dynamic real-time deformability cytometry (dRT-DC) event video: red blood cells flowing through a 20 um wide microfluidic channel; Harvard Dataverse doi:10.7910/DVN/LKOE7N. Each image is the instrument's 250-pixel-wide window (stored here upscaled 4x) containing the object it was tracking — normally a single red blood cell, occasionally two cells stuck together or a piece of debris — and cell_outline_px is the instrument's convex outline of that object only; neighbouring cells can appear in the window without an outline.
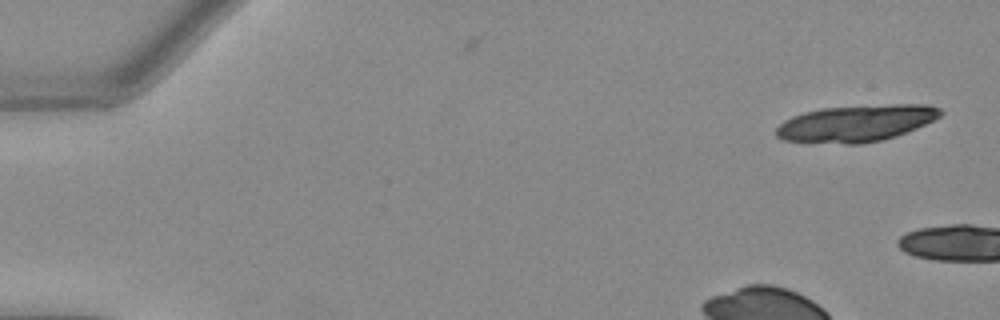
{"species": "Egyptian fruit bat (a non-hibernating species)", "species_latin": "Rousettus aegyptiacus", "temperature_condition": "warm", "stored_images_in_passage": 4, "camera_frame_rate_fps": 3000, "um_per_image_px": 0.085, "animal": {"sex": "female"}, "frame": {"image": 1, "passage_image": 1, "time_ms": 0.0, "image_size_px": [1000, 320], "cell_outline_px": [[944, 112], [940, 116], [916, 128], [896, 136], [880, 140], [860, 144], [844, 144], [784, 140], [776, 136], [776, 128], [784, 120], [792, 116], [804, 112], [820, 108], [892, 104], [928, 104], [940, 108]], "centroid_in_image_um": [72.77, 10.47], "position_along_channel_um": 12.2, "area_um2": 35.03}}